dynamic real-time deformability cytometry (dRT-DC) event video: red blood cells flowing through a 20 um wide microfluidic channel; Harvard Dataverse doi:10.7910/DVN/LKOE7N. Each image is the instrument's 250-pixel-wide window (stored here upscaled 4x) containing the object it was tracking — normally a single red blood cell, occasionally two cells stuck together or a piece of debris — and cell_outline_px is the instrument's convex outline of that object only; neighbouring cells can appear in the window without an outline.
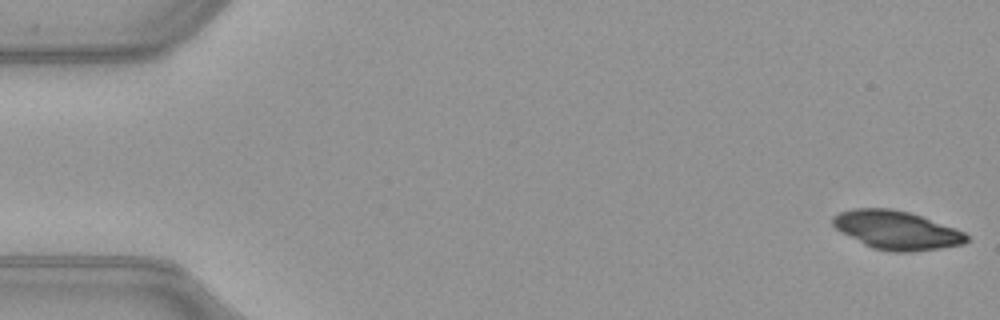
{"species": "common noctule bat (a hibernating species)", "species_latin": "Nyctalus noctula", "temperature_condition": "warm", "stored_images_in_passage": 51, "camera_frame_rate_fps": 3000, "um_per_image_px": 0.085, "animal": {"sex": "female", "body_mass_g": 21.9}, "frame": {"image": 1, "passage_image": 1, "time_ms": 0.0, "image_size_px": [1000, 320], "cell_outline_px": [[968, 240], [964, 244], [908, 252], [892, 252], [872, 248], [840, 232], [832, 224], [832, 216], [840, 212], [852, 208], [892, 208], [908, 212], [920, 216], [964, 232], [968, 236]], "centroid_in_image_um": [76.15, 19.55], "position_along_channel_um": 8.9, "area_um2": 29.77}}
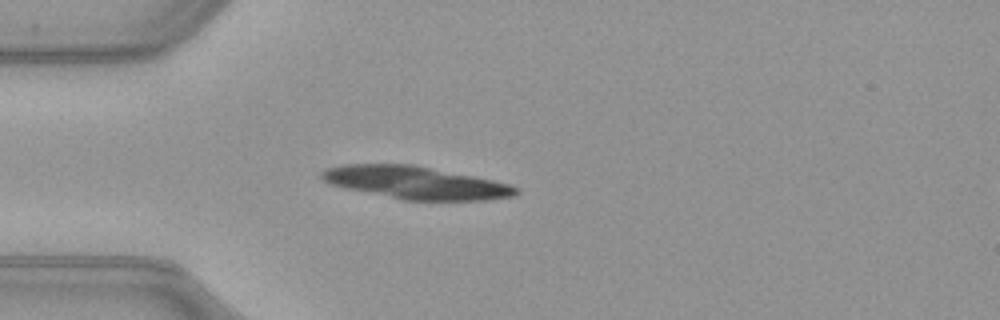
{"frame": {"image": 2, "passage_image": 14, "time_ms": 4.333, "image_size_px": [1000, 320], "cell_outline_px": [[520, 192], [516, 196], [488, 200], [404, 200], [344, 188], [328, 184], [320, 176], [320, 172], [328, 168], [344, 164], [412, 164], [492, 180], [508, 184], [520, 188]], "centroid_in_image_um": [35.33, 15.53], "position_along_channel_um": 49.7, "area_um2": 36.88}}